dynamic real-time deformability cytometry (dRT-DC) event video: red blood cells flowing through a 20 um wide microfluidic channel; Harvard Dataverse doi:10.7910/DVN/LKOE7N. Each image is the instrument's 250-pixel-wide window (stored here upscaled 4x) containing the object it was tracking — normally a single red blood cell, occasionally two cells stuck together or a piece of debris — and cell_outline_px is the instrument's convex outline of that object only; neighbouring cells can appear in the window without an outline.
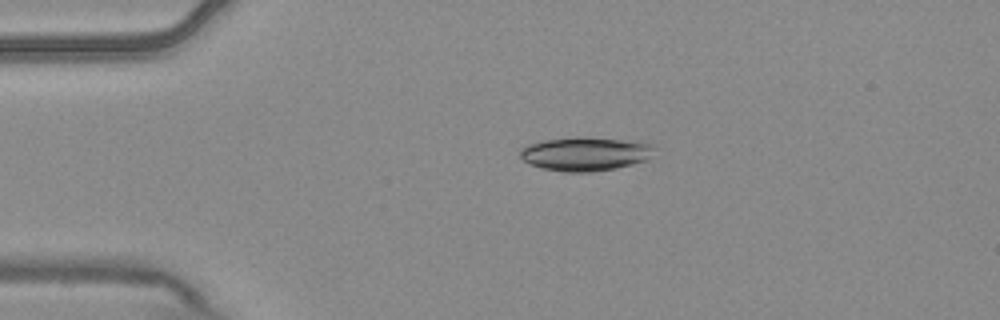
{"species": "common noctule bat (a hibernating species)", "species_latin": "Nyctalus noctula", "temperature_condition": "warm", "stored_images_in_passage": 3, "camera_frame_rate_fps": 3000, "um_per_image_px": 0.085, "animal": {"sex": "male", "body_mass_g": 20.4}, "frame": {"image": 1, "passage_image": 2, "time_ms": 0.333, "image_size_px": [1000, 320], "cell_outline_px": [[656, 148], [648, 160], [616, 168], [592, 172], [564, 172], [540, 168], [524, 160], [520, 156], [520, 148], [528, 144], [544, 140], [580, 136], [636, 140], [656, 144]], "centroid_in_image_um": [49.82, 13.06], "position_along_channel_um": 35.2, "area_um2": 26.99}}